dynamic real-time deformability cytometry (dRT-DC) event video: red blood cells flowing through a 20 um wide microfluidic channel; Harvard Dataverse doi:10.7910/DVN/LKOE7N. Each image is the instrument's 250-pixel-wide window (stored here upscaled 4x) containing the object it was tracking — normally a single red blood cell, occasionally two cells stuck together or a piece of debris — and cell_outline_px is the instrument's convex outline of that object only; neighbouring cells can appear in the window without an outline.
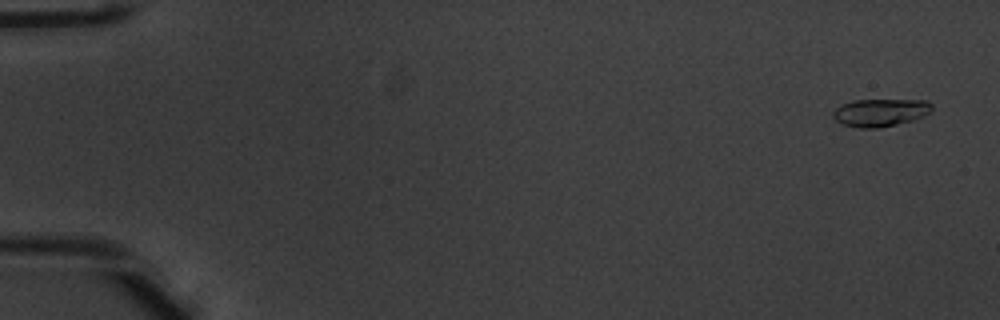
{"species": "common noctule bat (a hibernating species)", "species_latin": "Nyctalus noctula", "temperature_condition": "warm", "stored_images_in_passage": 53, "camera_frame_rate_fps": 3000, "um_per_image_px": 0.085, "animal": {"sex": "male", "body_mass_g": 20.1, "forearm_length_mm": 53.5}, "frame": {"image": 1, "passage_image": 3, "time_ms": 0.667, "image_size_px": [1000, 320], "cell_outline_px": [[932, 112], [924, 116], [912, 120], [896, 124], [876, 128], [860, 128], [844, 124], [836, 120], [832, 116], [832, 112], [840, 104], [852, 100], [928, 100], [932, 104]], "centroid_in_image_um": [74.84, 9.55], "position_along_channel_um": 10.2, "area_um2": 16.01}}
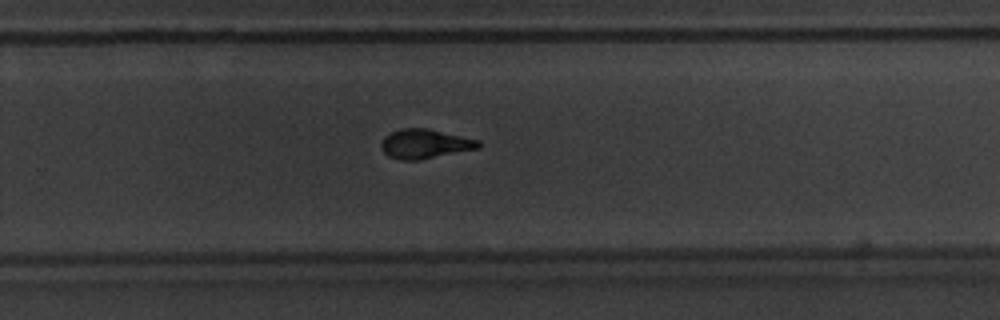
{"frame": {"image": 2, "passage_image": 36, "time_ms": 11.667, "image_size_px": [1000, 320], "cell_outline_px": [[480, 148], [416, 160], [400, 160], [388, 156], [380, 148], [380, 144], [384, 136], [388, 132], [400, 128], [428, 128], [480, 140]], "centroid_in_image_um": [36.07, 12.21], "position_along_channel_um": 293.7, "area_um2": 16.76}}
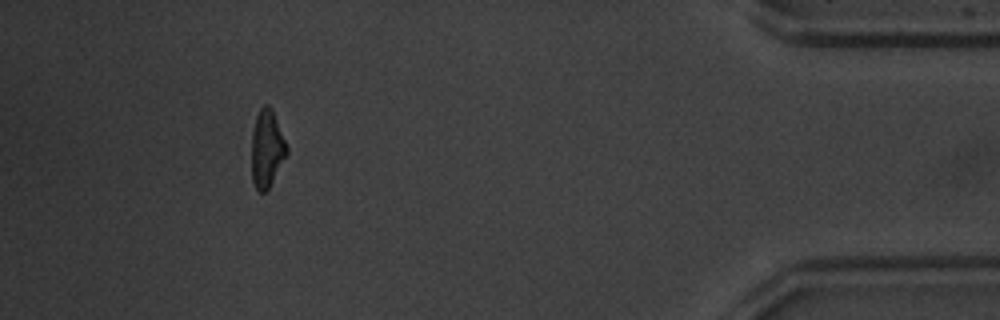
{"frame": {"image": 3, "passage_image": 49, "time_ms": 16.0, "image_size_px": [1000, 320], "cell_outline_px": [[288, 156], [268, 188], [264, 192], [260, 192], [256, 188], [252, 180], [252, 132], [256, 116], [260, 108], [264, 104], [268, 104], [272, 108], [288, 148]], "centroid_in_image_um": [22.7, 12.62], "position_along_channel_um": 412.5, "area_um2": 15.95}, "authors_computed_cell_mechanics": {"area_um2": 16.2996, "velocity_mm_per_s": 3.9595, "shape_relaxation_time_tau1_ms": 2.7143, "shape_relaxation_time_tau2_ms": 1.3685, "deformation_change_tau1": 0.1861, "deformation_change_tau2": 0.0917}}